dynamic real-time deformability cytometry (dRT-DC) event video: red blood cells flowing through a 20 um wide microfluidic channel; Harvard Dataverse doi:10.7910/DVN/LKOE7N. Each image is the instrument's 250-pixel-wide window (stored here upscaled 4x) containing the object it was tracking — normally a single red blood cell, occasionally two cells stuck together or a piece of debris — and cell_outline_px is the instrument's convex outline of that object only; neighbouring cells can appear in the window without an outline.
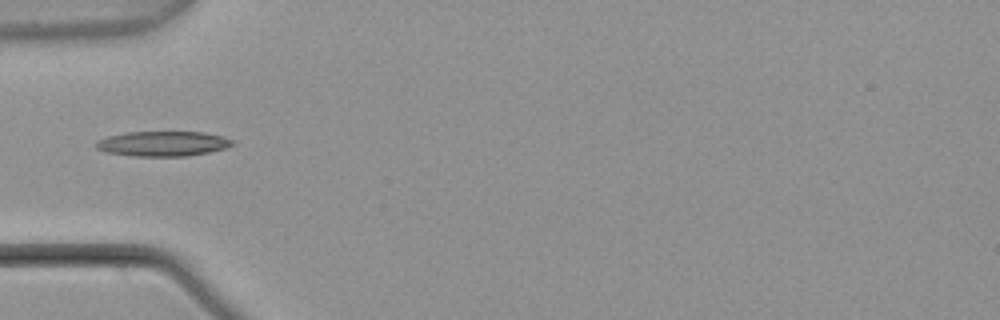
{"species": "common noctule bat (a hibernating species)", "species_latin": "Nyctalus noctula", "temperature_condition": "warm", "stored_images_in_passage": 13, "camera_frame_rate_fps": 3000, "um_per_image_px": 0.085, "animal": {"sex": "male", "body_mass_g": 21.5, "forearm_length_mm": 52.0}, "frame": {"image": 1, "passage_image": 1, "time_ms": 0.0, "image_size_px": [1000, 320], "cell_outline_px": [[232, 144], [224, 148], [208, 152], [184, 156], [136, 156], [108, 152], [96, 148], [96, 140], [108, 136], [128, 132], [204, 132], [220, 136], [232, 140]], "centroid_in_image_um": [13.8, 12.21], "position_along_channel_um": 71.2, "area_um2": 19.48}}
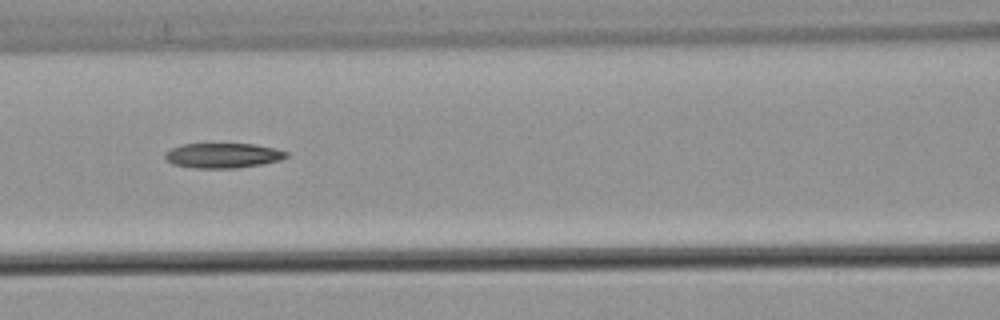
{"frame": {"image": 2, "passage_image": 7, "time_ms": 2.0, "image_size_px": [1000, 320], "cell_outline_px": [[288, 156], [280, 160], [260, 164], [236, 168], [196, 168], [172, 164], [164, 156], [164, 152], [172, 148], [184, 144], [256, 144], [276, 148], [288, 152]], "centroid_in_image_um": [18.96, 13.21], "position_along_channel_um": 147.6, "area_um2": 17.57}}
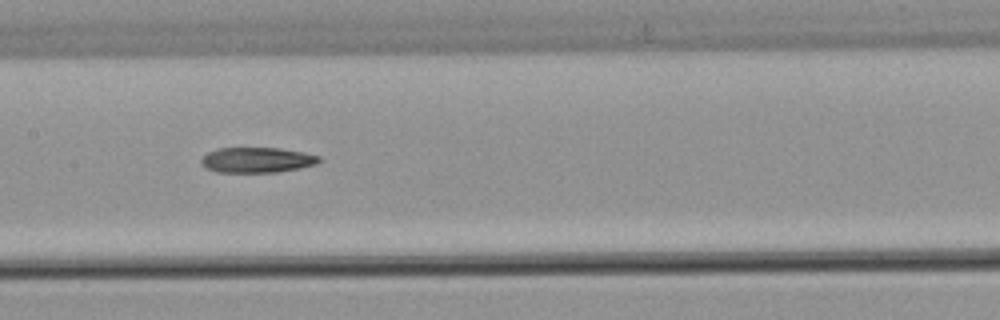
{"frame": {"image": 3, "passage_image": 10, "time_ms": 3.0, "image_size_px": [1000, 320], "cell_outline_px": [[320, 160], [316, 164], [300, 168], [276, 172], [216, 172], [208, 168], [200, 160], [208, 152], [216, 148], [280, 148], [304, 152], [320, 156]], "centroid_in_image_um": [21.87, 13.59], "position_along_channel_um": 185.5, "area_um2": 17.28}}